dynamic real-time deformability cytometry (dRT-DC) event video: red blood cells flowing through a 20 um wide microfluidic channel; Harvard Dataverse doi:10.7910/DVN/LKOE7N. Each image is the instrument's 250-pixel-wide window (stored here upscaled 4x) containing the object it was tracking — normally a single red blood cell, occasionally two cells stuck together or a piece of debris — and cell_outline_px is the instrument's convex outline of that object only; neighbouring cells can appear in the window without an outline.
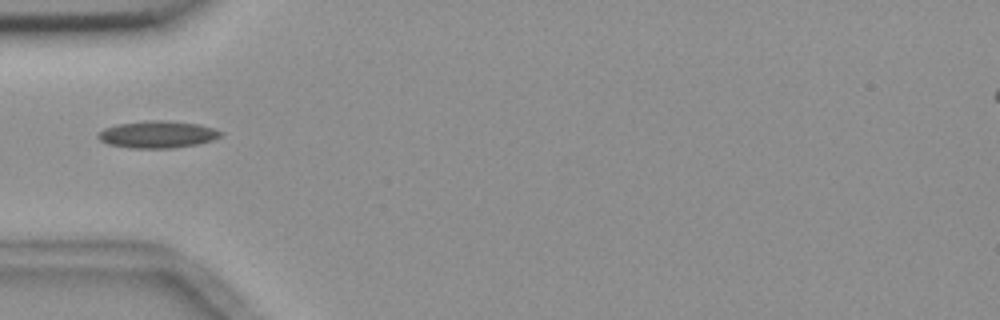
{"species": "common noctule bat (a hibernating species)", "species_latin": "Nyctalus noctula", "temperature_condition": "room temperature", "stored_images_in_passage": 1, "camera_frame_rate_fps": 3000, "um_per_image_px": 0.085, "animal": {"sex": "female", "body_mass_g": 18.4}, "frame": {"image": 1, "passage_image": 1, "time_ms": 0.0, "image_size_px": [1000, 320], "cell_outline_px": [[224, 132], [220, 136], [212, 140], [196, 144], [172, 148], [132, 148], [108, 144], [100, 140], [96, 136], [104, 128], [116, 124], [152, 120], [160, 120], [200, 124]], "centroid_in_image_um": [13.37, 11.42], "position_along_channel_um": 71.6, "area_um2": 19.19}}